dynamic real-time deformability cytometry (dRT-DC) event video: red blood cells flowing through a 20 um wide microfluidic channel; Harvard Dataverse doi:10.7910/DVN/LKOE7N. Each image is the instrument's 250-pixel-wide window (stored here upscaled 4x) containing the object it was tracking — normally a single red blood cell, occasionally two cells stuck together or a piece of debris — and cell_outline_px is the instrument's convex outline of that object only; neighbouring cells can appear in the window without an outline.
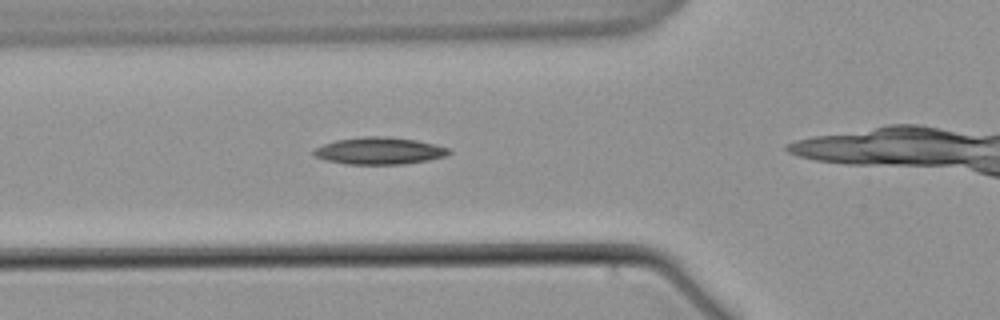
{"species": "common noctule bat (a hibernating species)", "species_latin": "Nyctalus noctula", "temperature_condition": "warm", "stored_images_in_passage": 3, "camera_frame_rate_fps": 3000, "um_per_image_px": 0.085, "animal": {"sex": "male", "body_mass_g": 21.5, "forearm_length_mm": 52.0}, "frame": {"image": 1, "passage_image": 2, "time_ms": 1.0, "image_size_px": [1000, 320], "cell_outline_px": [[452, 152], [444, 156], [428, 160], [404, 164], [348, 164], [324, 160], [316, 156], [312, 152], [316, 148], [324, 144], [336, 140], [364, 136], [388, 136], [416, 140], [436, 144], [448, 148]], "centroid_in_image_um": [32.25, 12.81], "position_along_channel_um": 93.5, "area_um2": 21.27}}